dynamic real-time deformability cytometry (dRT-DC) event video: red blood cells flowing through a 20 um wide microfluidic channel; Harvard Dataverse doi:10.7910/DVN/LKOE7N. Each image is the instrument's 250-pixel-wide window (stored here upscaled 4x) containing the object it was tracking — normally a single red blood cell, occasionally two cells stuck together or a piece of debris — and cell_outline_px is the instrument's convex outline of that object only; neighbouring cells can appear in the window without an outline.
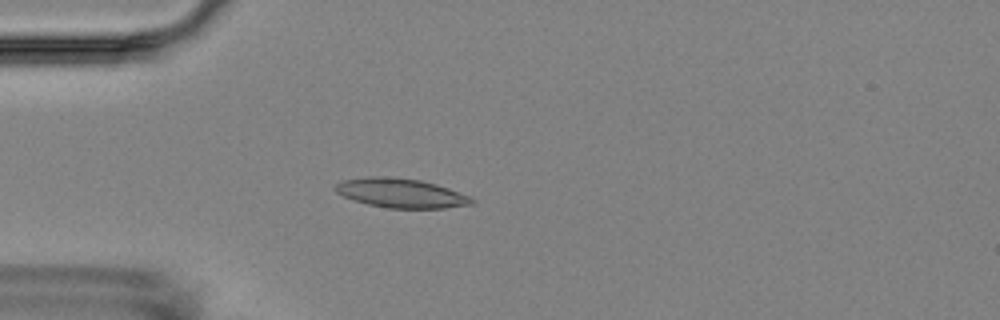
{"species": "Egyptian fruit bat (a non-hibernating species)", "species_latin": "Rousettus aegyptiacus", "temperature_condition": "room temperature", "stored_images_in_passage": 4, "camera_frame_rate_fps": 3000, "um_per_image_px": 0.085, "animal": {"sex": "female"}, "frame": {"image": 1, "passage_image": 3, "time_ms": 2.333, "image_size_px": [1000, 320], "cell_outline_px": [[476, 200], [472, 204], [444, 208], [388, 208], [368, 204], [344, 196], [336, 192], [332, 188], [336, 184], [344, 180], [368, 176], [384, 176], [420, 180], [436, 184], [472, 196]], "centroid_in_image_um": [34.1, 16.41], "position_along_channel_um": 50.9, "area_um2": 23.24}}